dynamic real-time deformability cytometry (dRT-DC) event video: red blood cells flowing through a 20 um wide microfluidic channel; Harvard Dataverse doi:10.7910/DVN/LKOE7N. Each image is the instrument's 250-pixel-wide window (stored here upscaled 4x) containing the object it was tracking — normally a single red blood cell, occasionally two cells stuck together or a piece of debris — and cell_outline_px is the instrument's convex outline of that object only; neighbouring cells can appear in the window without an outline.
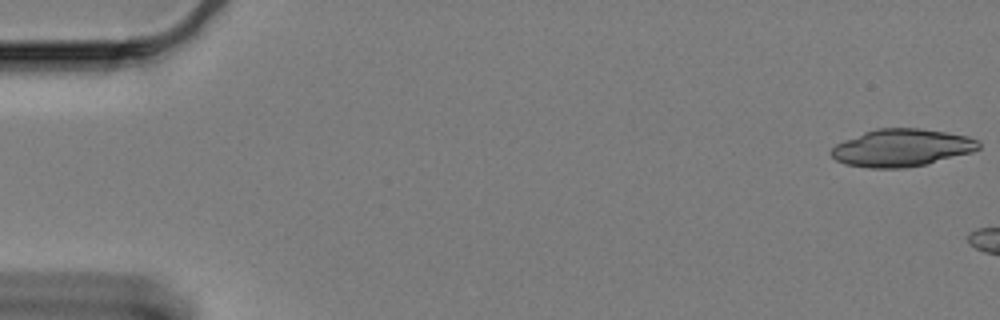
{"species": "Egyptian fruit bat (a non-hibernating species)", "species_latin": "Rousettus aegyptiacus", "temperature_condition": "cold", "stored_images_in_passage": 7, "camera_frame_rate_fps": 3000, "um_per_image_px": 0.085, "animal": {"sex": "female"}, "frame": {"image": 1, "passage_image": 1, "time_ms": 0.0, "image_size_px": [1000, 320], "cell_outline_px": [[980, 148], [972, 152], [928, 164], [904, 168], [868, 168], [844, 164], [836, 160], [832, 156], [832, 148], [836, 144], [864, 132], [876, 128], [916, 128], [944, 132], [968, 136], [976, 140], [980, 144]], "centroid_in_image_um": [76.64, 12.57], "position_along_channel_um": 8.4, "area_um2": 32.08}}